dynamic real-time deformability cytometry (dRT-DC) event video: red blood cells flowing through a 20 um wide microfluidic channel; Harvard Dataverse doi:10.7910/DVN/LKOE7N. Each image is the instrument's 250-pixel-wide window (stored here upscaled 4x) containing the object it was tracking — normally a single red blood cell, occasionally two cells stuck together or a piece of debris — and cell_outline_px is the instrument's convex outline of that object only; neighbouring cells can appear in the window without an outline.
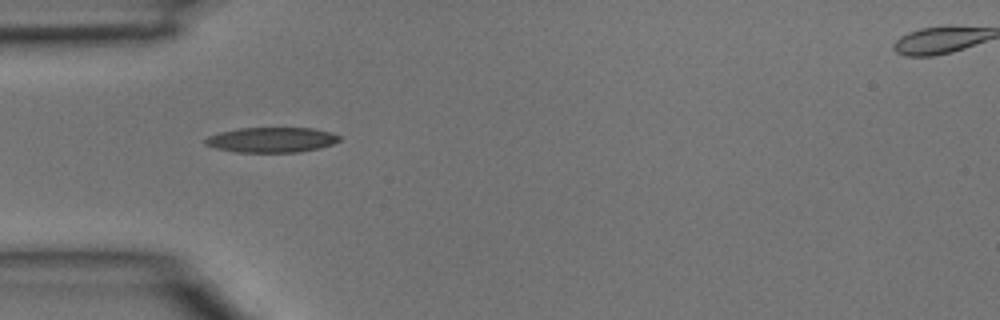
{"species": "common noctule bat (a hibernating species)", "species_latin": "Nyctalus noctula", "temperature_condition": "room temperature", "stored_images_in_passage": 2, "camera_frame_rate_fps": 3000, "um_per_image_px": 0.085, "animal": {"sex": "male", "body_mass_g": 15.6}, "frame": {"image": 1, "passage_image": 1, "time_ms": 0.0, "image_size_px": [1000, 320], "cell_outline_px": [[340, 140], [332, 144], [320, 148], [300, 152], [236, 152], [216, 148], [204, 144], [204, 140], [208, 136], [220, 132], [240, 128], [312, 128], [328, 132], [340, 136]], "centroid_in_image_um": [23.07, 11.89], "position_along_channel_um": 61.9, "area_um2": 19.54}}